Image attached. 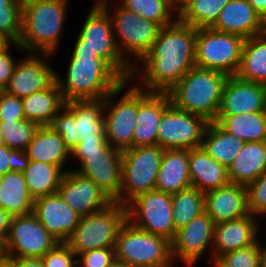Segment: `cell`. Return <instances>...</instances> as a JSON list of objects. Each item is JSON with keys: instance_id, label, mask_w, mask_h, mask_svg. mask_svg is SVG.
Returning <instances> with one entry per match:
<instances>
[{"instance_id": "cell-35", "label": "cell", "mask_w": 266, "mask_h": 267, "mask_svg": "<svg viewBox=\"0 0 266 267\" xmlns=\"http://www.w3.org/2000/svg\"><path fill=\"white\" fill-rule=\"evenodd\" d=\"M235 75L242 80L266 84V37L263 34L245 39Z\"/></svg>"}, {"instance_id": "cell-37", "label": "cell", "mask_w": 266, "mask_h": 267, "mask_svg": "<svg viewBox=\"0 0 266 267\" xmlns=\"http://www.w3.org/2000/svg\"><path fill=\"white\" fill-rule=\"evenodd\" d=\"M229 1L231 0H193L178 15V19L195 29L211 28Z\"/></svg>"}, {"instance_id": "cell-50", "label": "cell", "mask_w": 266, "mask_h": 267, "mask_svg": "<svg viewBox=\"0 0 266 267\" xmlns=\"http://www.w3.org/2000/svg\"><path fill=\"white\" fill-rule=\"evenodd\" d=\"M17 267H45L40 257L13 258Z\"/></svg>"}, {"instance_id": "cell-32", "label": "cell", "mask_w": 266, "mask_h": 267, "mask_svg": "<svg viewBox=\"0 0 266 267\" xmlns=\"http://www.w3.org/2000/svg\"><path fill=\"white\" fill-rule=\"evenodd\" d=\"M21 170L34 199L57 193L62 177L68 171L40 161H22Z\"/></svg>"}, {"instance_id": "cell-7", "label": "cell", "mask_w": 266, "mask_h": 267, "mask_svg": "<svg viewBox=\"0 0 266 267\" xmlns=\"http://www.w3.org/2000/svg\"><path fill=\"white\" fill-rule=\"evenodd\" d=\"M127 220L126 206L113 202L105 209L83 216L66 243L76 254L115 247L120 228Z\"/></svg>"}, {"instance_id": "cell-16", "label": "cell", "mask_w": 266, "mask_h": 267, "mask_svg": "<svg viewBox=\"0 0 266 267\" xmlns=\"http://www.w3.org/2000/svg\"><path fill=\"white\" fill-rule=\"evenodd\" d=\"M80 162L72 169L93 181L113 201L120 204L122 184V152L110 144L101 152L70 153Z\"/></svg>"}, {"instance_id": "cell-44", "label": "cell", "mask_w": 266, "mask_h": 267, "mask_svg": "<svg viewBox=\"0 0 266 267\" xmlns=\"http://www.w3.org/2000/svg\"><path fill=\"white\" fill-rule=\"evenodd\" d=\"M77 264L80 267H109L115 260V248H98L78 254ZM81 257V258H80Z\"/></svg>"}, {"instance_id": "cell-55", "label": "cell", "mask_w": 266, "mask_h": 267, "mask_svg": "<svg viewBox=\"0 0 266 267\" xmlns=\"http://www.w3.org/2000/svg\"><path fill=\"white\" fill-rule=\"evenodd\" d=\"M109 3L108 0H96V3L94 4V6L91 9H109Z\"/></svg>"}, {"instance_id": "cell-42", "label": "cell", "mask_w": 266, "mask_h": 267, "mask_svg": "<svg viewBox=\"0 0 266 267\" xmlns=\"http://www.w3.org/2000/svg\"><path fill=\"white\" fill-rule=\"evenodd\" d=\"M249 214L266 215V172L246 186Z\"/></svg>"}, {"instance_id": "cell-30", "label": "cell", "mask_w": 266, "mask_h": 267, "mask_svg": "<svg viewBox=\"0 0 266 267\" xmlns=\"http://www.w3.org/2000/svg\"><path fill=\"white\" fill-rule=\"evenodd\" d=\"M0 208L5 209L12 217L33 212L34 198L28 190L21 169L2 175Z\"/></svg>"}, {"instance_id": "cell-19", "label": "cell", "mask_w": 266, "mask_h": 267, "mask_svg": "<svg viewBox=\"0 0 266 267\" xmlns=\"http://www.w3.org/2000/svg\"><path fill=\"white\" fill-rule=\"evenodd\" d=\"M58 194L81 217L101 211L113 203L93 181L74 170L64 173Z\"/></svg>"}, {"instance_id": "cell-36", "label": "cell", "mask_w": 266, "mask_h": 267, "mask_svg": "<svg viewBox=\"0 0 266 267\" xmlns=\"http://www.w3.org/2000/svg\"><path fill=\"white\" fill-rule=\"evenodd\" d=\"M175 231L205 212V193L189 187L171 195Z\"/></svg>"}, {"instance_id": "cell-41", "label": "cell", "mask_w": 266, "mask_h": 267, "mask_svg": "<svg viewBox=\"0 0 266 267\" xmlns=\"http://www.w3.org/2000/svg\"><path fill=\"white\" fill-rule=\"evenodd\" d=\"M265 250L266 248H263L261 241L258 240L248 247L220 256L211 264H213V267H259Z\"/></svg>"}, {"instance_id": "cell-23", "label": "cell", "mask_w": 266, "mask_h": 267, "mask_svg": "<svg viewBox=\"0 0 266 267\" xmlns=\"http://www.w3.org/2000/svg\"><path fill=\"white\" fill-rule=\"evenodd\" d=\"M257 216L251 214L215 224L212 254L210 263H214L220 256L248 247L258 240Z\"/></svg>"}, {"instance_id": "cell-27", "label": "cell", "mask_w": 266, "mask_h": 267, "mask_svg": "<svg viewBox=\"0 0 266 267\" xmlns=\"http://www.w3.org/2000/svg\"><path fill=\"white\" fill-rule=\"evenodd\" d=\"M188 164L189 149L164 150L155 190L173 195L192 187Z\"/></svg>"}, {"instance_id": "cell-54", "label": "cell", "mask_w": 266, "mask_h": 267, "mask_svg": "<svg viewBox=\"0 0 266 267\" xmlns=\"http://www.w3.org/2000/svg\"><path fill=\"white\" fill-rule=\"evenodd\" d=\"M0 267H17V266L11 259L0 255Z\"/></svg>"}, {"instance_id": "cell-45", "label": "cell", "mask_w": 266, "mask_h": 267, "mask_svg": "<svg viewBox=\"0 0 266 267\" xmlns=\"http://www.w3.org/2000/svg\"><path fill=\"white\" fill-rule=\"evenodd\" d=\"M25 119L21 98L0 91V122Z\"/></svg>"}, {"instance_id": "cell-49", "label": "cell", "mask_w": 266, "mask_h": 267, "mask_svg": "<svg viewBox=\"0 0 266 267\" xmlns=\"http://www.w3.org/2000/svg\"><path fill=\"white\" fill-rule=\"evenodd\" d=\"M12 216L3 208H0V254L2 253L11 225Z\"/></svg>"}, {"instance_id": "cell-59", "label": "cell", "mask_w": 266, "mask_h": 267, "mask_svg": "<svg viewBox=\"0 0 266 267\" xmlns=\"http://www.w3.org/2000/svg\"><path fill=\"white\" fill-rule=\"evenodd\" d=\"M262 34L266 37V18L263 20V33Z\"/></svg>"}, {"instance_id": "cell-39", "label": "cell", "mask_w": 266, "mask_h": 267, "mask_svg": "<svg viewBox=\"0 0 266 267\" xmlns=\"http://www.w3.org/2000/svg\"><path fill=\"white\" fill-rule=\"evenodd\" d=\"M38 128L37 123L26 119L0 122L4 145L21 153L25 151Z\"/></svg>"}, {"instance_id": "cell-26", "label": "cell", "mask_w": 266, "mask_h": 267, "mask_svg": "<svg viewBox=\"0 0 266 267\" xmlns=\"http://www.w3.org/2000/svg\"><path fill=\"white\" fill-rule=\"evenodd\" d=\"M189 176L192 187L208 192L230 183L228 168L213 159L202 147L189 149Z\"/></svg>"}, {"instance_id": "cell-46", "label": "cell", "mask_w": 266, "mask_h": 267, "mask_svg": "<svg viewBox=\"0 0 266 267\" xmlns=\"http://www.w3.org/2000/svg\"><path fill=\"white\" fill-rule=\"evenodd\" d=\"M14 45L23 51L18 43L8 42L0 49V91H4L16 65L14 57L10 54V46Z\"/></svg>"}, {"instance_id": "cell-52", "label": "cell", "mask_w": 266, "mask_h": 267, "mask_svg": "<svg viewBox=\"0 0 266 267\" xmlns=\"http://www.w3.org/2000/svg\"><path fill=\"white\" fill-rule=\"evenodd\" d=\"M247 2L263 20L266 18V0H247Z\"/></svg>"}, {"instance_id": "cell-1", "label": "cell", "mask_w": 266, "mask_h": 267, "mask_svg": "<svg viewBox=\"0 0 266 267\" xmlns=\"http://www.w3.org/2000/svg\"><path fill=\"white\" fill-rule=\"evenodd\" d=\"M196 29L179 19L162 27L149 52L132 67L131 80L142 74L137 88L167 93L195 67ZM143 70V71H142ZM141 73V74H139Z\"/></svg>"}, {"instance_id": "cell-10", "label": "cell", "mask_w": 266, "mask_h": 267, "mask_svg": "<svg viewBox=\"0 0 266 267\" xmlns=\"http://www.w3.org/2000/svg\"><path fill=\"white\" fill-rule=\"evenodd\" d=\"M115 9L111 16L115 42L123 59L134 67L149 52L162 27L127 10L120 3ZM129 54L135 58L134 61L125 57Z\"/></svg>"}, {"instance_id": "cell-51", "label": "cell", "mask_w": 266, "mask_h": 267, "mask_svg": "<svg viewBox=\"0 0 266 267\" xmlns=\"http://www.w3.org/2000/svg\"><path fill=\"white\" fill-rule=\"evenodd\" d=\"M71 58H100L99 53L90 48L74 46Z\"/></svg>"}, {"instance_id": "cell-48", "label": "cell", "mask_w": 266, "mask_h": 267, "mask_svg": "<svg viewBox=\"0 0 266 267\" xmlns=\"http://www.w3.org/2000/svg\"><path fill=\"white\" fill-rule=\"evenodd\" d=\"M109 145L106 137H94L81 139L80 143L74 147L70 153H93L101 152Z\"/></svg>"}, {"instance_id": "cell-61", "label": "cell", "mask_w": 266, "mask_h": 267, "mask_svg": "<svg viewBox=\"0 0 266 267\" xmlns=\"http://www.w3.org/2000/svg\"><path fill=\"white\" fill-rule=\"evenodd\" d=\"M264 89H265V103H266V84L264 85Z\"/></svg>"}, {"instance_id": "cell-6", "label": "cell", "mask_w": 266, "mask_h": 267, "mask_svg": "<svg viewBox=\"0 0 266 267\" xmlns=\"http://www.w3.org/2000/svg\"><path fill=\"white\" fill-rule=\"evenodd\" d=\"M115 259L133 267H171V243L132 225L128 220L115 242Z\"/></svg>"}, {"instance_id": "cell-57", "label": "cell", "mask_w": 266, "mask_h": 267, "mask_svg": "<svg viewBox=\"0 0 266 267\" xmlns=\"http://www.w3.org/2000/svg\"><path fill=\"white\" fill-rule=\"evenodd\" d=\"M259 267H266V250L262 255Z\"/></svg>"}, {"instance_id": "cell-13", "label": "cell", "mask_w": 266, "mask_h": 267, "mask_svg": "<svg viewBox=\"0 0 266 267\" xmlns=\"http://www.w3.org/2000/svg\"><path fill=\"white\" fill-rule=\"evenodd\" d=\"M129 81L104 97L105 137L108 143L121 152L133 148V134L137 116V87L134 85L116 101L115 96L120 94Z\"/></svg>"}, {"instance_id": "cell-17", "label": "cell", "mask_w": 266, "mask_h": 267, "mask_svg": "<svg viewBox=\"0 0 266 267\" xmlns=\"http://www.w3.org/2000/svg\"><path fill=\"white\" fill-rule=\"evenodd\" d=\"M214 228L215 224L212 219L204 212L185 227L177 230L170 242L173 262L180 259L178 262H183L187 267L195 266L198 258L203 255L210 244V249H212Z\"/></svg>"}, {"instance_id": "cell-58", "label": "cell", "mask_w": 266, "mask_h": 267, "mask_svg": "<svg viewBox=\"0 0 266 267\" xmlns=\"http://www.w3.org/2000/svg\"><path fill=\"white\" fill-rule=\"evenodd\" d=\"M7 43L8 41L0 35V49L4 47Z\"/></svg>"}, {"instance_id": "cell-38", "label": "cell", "mask_w": 266, "mask_h": 267, "mask_svg": "<svg viewBox=\"0 0 266 267\" xmlns=\"http://www.w3.org/2000/svg\"><path fill=\"white\" fill-rule=\"evenodd\" d=\"M119 3L127 10L148 21L156 22L161 27L172 24L178 19V16L173 18L175 11L169 0H121Z\"/></svg>"}, {"instance_id": "cell-18", "label": "cell", "mask_w": 266, "mask_h": 267, "mask_svg": "<svg viewBox=\"0 0 266 267\" xmlns=\"http://www.w3.org/2000/svg\"><path fill=\"white\" fill-rule=\"evenodd\" d=\"M50 56L52 55L29 53V56L17 61L4 91L23 98L50 87L56 81V70L46 63V58Z\"/></svg>"}, {"instance_id": "cell-15", "label": "cell", "mask_w": 266, "mask_h": 267, "mask_svg": "<svg viewBox=\"0 0 266 267\" xmlns=\"http://www.w3.org/2000/svg\"><path fill=\"white\" fill-rule=\"evenodd\" d=\"M208 124L204 117L179 110L171 104L163 112L157 144L164 150L201 147Z\"/></svg>"}, {"instance_id": "cell-21", "label": "cell", "mask_w": 266, "mask_h": 267, "mask_svg": "<svg viewBox=\"0 0 266 267\" xmlns=\"http://www.w3.org/2000/svg\"><path fill=\"white\" fill-rule=\"evenodd\" d=\"M40 224L59 242H66L79 224V216L57 193L34 199Z\"/></svg>"}, {"instance_id": "cell-8", "label": "cell", "mask_w": 266, "mask_h": 267, "mask_svg": "<svg viewBox=\"0 0 266 267\" xmlns=\"http://www.w3.org/2000/svg\"><path fill=\"white\" fill-rule=\"evenodd\" d=\"M163 153L158 144L122 151L120 204L126 205L137 195L155 190Z\"/></svg>"}, {"instance_id": "cell-60", "label": "cell", "mask_w": 266, "mask_h": 267, "mask_svg": "<svg viewBox=\"0 0 266 267\" xmlns=\"http://www.w3.org/2000/svg\"><path fill=\"white\" fill-rule=\"evenodd\" d=\"M0 146H4V139L2 135V131L0 130Z\"/></svg>"}, {"instance_id": "cell-22", "label": "cell", "mask_w": 266, "mask_h": 267, "mask_svg": "<svg viewBox=\"0 0 266 267\" xmlns=\"http://www.w3.org/2000/svg\"><path fill=\"white\" fill-rule=\"evenodd\" d=\"M266 110L264 85L228 76L217 115H236Z\"/></svg>"}, {"instance_id": "cell-31", "label": "cell", "mask_w": 266, "mask_h": 267, "mask_svg": "<svg viewBox=\"0 0 266 267\" xmlns=\"http://www.w3.org/2000/svg\"><path fill=\"white\" fill-rule=\"evenodd\" d=\"M21 100L25 119L37 123L39 126L49 125L53 117L65 105L56 81L47 89L23 97Z\"/></svg>"}, {"instance_id": "cell-5", "label": "cell", "mask_w": 266, "mask_h": 267, "mask_svg": "<svg viewBox=\"0 0 266 267\" xmlns=\"http://www.w3.org/2000/svg\"><path fill=\"white\" fill-rule=\"evenodd\" d=\"M104 97L65 102L49 126L71 151L81 139L105 137Z\"/></svg>"}, {"instance_id": "cell-29", "label": "cell", "mask_w": 266, "mask_h": 267, "mask_svg": "<svg viewBox=\"0 0 266 267\" xmlns=\"http://www.w3.org/2000/svg\"><path fill=\"white\" fill-rule=\"evenodd\" d=\"M266 172V141L245 142L228 167L230 183L247 186Z\"/></svg>"}, {"instance_id": "cell-28", "label": "cell", "mask_w": 266, "mask_h": 267, "mask_svg": "<svg viewBox=\"0 0 266 267\" xmlns=\"http://www.w3.org/2000/svg\"><path fill=\"white\" fill-rule=\"evenodd\" d=\"M22 155V161H40L59 166L61 169L71 156L62 137L49 125L39 126Z\"/></svg>"}, {"instance_id": "cell-4", "label": "cell", "mask_w": 266, "mask_h": 267, "mask_svg": "<svg viewBox=\"0 0 266 267\" xmlns=\"http://www.w3.org/2000/svg\"><path fill=\"white\" fill-rule=\"evenodd\" d=\"M63 80L56 73V82L65 102L99 99L120 87L125 80L101 58H70Z\"/></svg>"}, {"instance_id": "cell-40", "label": "cell", "mask_w": 266, "mask_h": 267, "mask_svg": "<svg viewBox=\"0 0 266 267\" xmlns=\"http://www.w3.org/2000/svg\"><path fill=\"white\" fill-rule=\"evenodd\" d=\"M22 33V1L0 0V35L18 43Z\"/></svg>"}, {"instance_id": "cell-20", "label": "cell", "mask_w": 266, "mask_h": 267, "mask_svg": "<svg viewBox=\"0 0 266 267\" xmlns=\"http://www.w3.org/2000/svg\"><path fill=\"white\" fill-rule=\"evenodd\" d=\"M170 105L168 93L148 92L137 88V116L133 147L157 145L159 124L163 112Z\"/></svg>"}, {"instance_id": "cell-9", "label": "cell", "mask_w": 266, "mask_h": 267, "mask_svg": "<svg viewBox=\"0 0 266 267\" xmlns=\"http://www.w3.org/2000/svg\"><path fill=\"white\" fill-rule=\"evenodd\" d=\"M245 39L239 35L196 29L195 66L233 76L237 73Z\"/></svg>"}, {"instance_id": "cell-11", "label": "cell", "mask_w": 266, "mask_h": 267, "mask_svg": "<svg viewBox=\"0 0 266 267\" xmlns=\"http://www.w3.org/2000/svg\"><path fill=\"white\" fill-rule=\"evenodd\" d=\"M74 46L90 48L108 63L125 81H131L132 66L118 51L111 13L108 9H91Z\"/></svg>"}, {"instance_id": "cell-2", "label": "cell", "mask_w": 266, "mask_h": 267, "mask_svg": "<svg viewBox=\"0 0 266 267\" xmlns=\"http://www.w3.org/2000/svg\"><path fill=\"white\" fill-rule=\"evenodd\" d=\"M70 0H24L18 44L27 53L55 54Z\"/></svg>"}, {"instance_id": "cell-3", "label": "cell", "mask_w": 266, "mask_h": 267, "mask_svg": "<svg viewBox=\"0 0 266 267\" xmlns=\"http://www.w3.org/2000/svg\"><path fill=\"white\" fill-rule=\"evenodd\" d=\"M227 78L225 73L195 66L167 93L175 108L213 122L220 108Z\"/></svg>"}, {"instance_id": "cell-24", "label": "cell", "mask_w": 266, "mask_h": 267, "mask_svg": "<svg viewBox=\"0 0 266 267\" xmlns=\"http://www.w3.org/2000/svg\"><path fill=\"white\" fill-rule=\"evenodd\" d=\"M205 212L214 224L249 215L246 187L229 183L205 193Z\"/></svg>"}, {"instance_id": "cell-25", "label": "cell", "mask_w": 266, "mask_h": 267, "mask_svg": "<svg viewBox=\"0 0 266 267\" xmlns=\"http://www.w3.org/2000/svg\"><path fill=\"white\" fill-rule=\"evenodd\" d=\"M211 28L248 39L263 33V19L247 0H231L223 7Z\"/></svg>"}, {"instance_id": "cell-34", "label": "cell", "mask_w": 266, "mask_h": 267, "mask_svg": "<svg viewBox=\"0 0 266 267\" xmlns=\"http://www.w3.org/2000/svg\"><path fill=\"white\" fill-rule=\"evenodd\" d=\"M225 131L244 142L266 141V110L236 115H217L215 120Z\"/></svg>"}, {"instance_id": "cell-33", "label": "cell", "mask_w": 266, "mask_h": 267, "mask_svg": "<svg viewBox=\"0 0 266 267\" xmlns=\"http://www.w3.org/2000/svg\"><path fill=\"white\" fill-rule=\"evenodd\" d=\"M244 141L225 131L216 121L209 122L202 139L201 147L217 162L227 168L238 156Z\"/></svg>"}, {"instance_id": "cell-43", "label": "cell", "mask_w": 266, "mask_h": 267, "mask_svg": "<svg viewBox=\"0 0 266 267\" xmlns=\"http://www.w3.org/2000/svg\"><path fill=\"white\" fill-rule=\"evenodd\" d=\"M77 255L70 249L66 242L57 243L43 257H41L45 267H75Z\"/></svg>"}, {"instance_id": "cell-47", "label": "cell", "mask_w": 266, "mask_h": 267, "mask_svg": "<svg viewBox=\"0 0 266 267\" xmlns=\"http://www.w3.org/2000/svg\"><path fill=\"white\" fill-rule=\"evenodd\" d=\"M23 155L19 150L0 146V175L21 169Z\"/></svg>"}, {"instance_id": "cell-53", "label": "cell", "mask_w": 266, "mask_h": 267, "mask_svg": "<svg viewBox=\"0 0 266 267\" xmlns=\"http://www.w3.org/2000/svg\"><path fill=\"white\" fill-rule=\"evenodd\" d=\"M193 0H170L171 7L179 15Z\"/></svg>"}, {"instance_id": "cell-56", "label": "cell", "mask_w": 266, "mask_h": 267, "mask_svg": "<svg viewBox=\"0 0 266 267\" xmlns=\"http://www.w3.org/2000/svg\"><path fill=\"white\" fill-rule=\"evenodd\" d=\"M109 267H133V266L115 259Z\"/></svg>"}, {"instance_id": "cell-12", "label": "cell", "mask_w": 266, "mask_h": 267, "mask_svg": "<svg viewBox=\"0 0 266 267\" xmlns=\"http://www.w3.org/2000/svg\"><path fill=\"white\" fill-rule=\"evenodd\" d=\"M127 220L135 227L172 241L175 236L171 195L152 190L126 205Z\"/></svg>"}, {"instance_id": "cell-14", "label": "cell", "mask_w": 266, "mask_h": 267, "mask_svg": "<svg viewBox=\"0 0 266 267\" xmlns=\"http://www.w3.org/2000/svg\"><path fill=\"white\" fill-rule=\"evenodd\" d=\"M59 241L38 221L32 212L12 217L5 247L6 258L43 257Z\"/></svg>"}]
</instances>
